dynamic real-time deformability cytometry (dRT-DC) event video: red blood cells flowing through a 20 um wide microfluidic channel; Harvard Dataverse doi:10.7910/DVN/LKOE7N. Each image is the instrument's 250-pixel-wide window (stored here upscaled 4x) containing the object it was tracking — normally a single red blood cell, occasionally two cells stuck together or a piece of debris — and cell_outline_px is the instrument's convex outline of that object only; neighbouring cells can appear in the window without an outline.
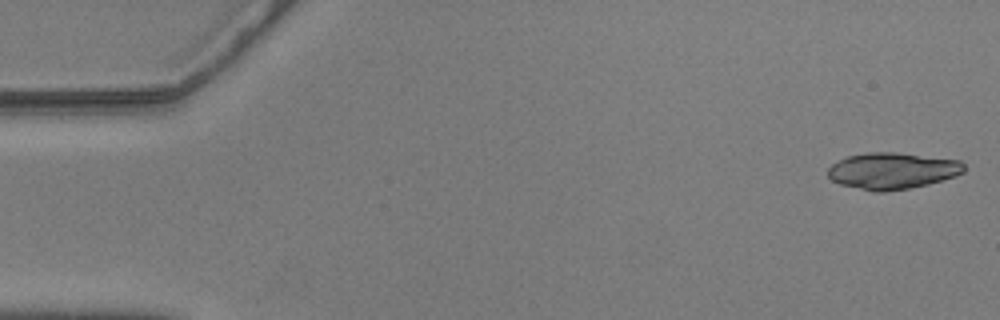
{"species": "common noctule bat (a hibernating species)", "species_latin": "Nyctalus noctula", "temperature_condition": "warm", "stored_images_in_passage": 17, "camera_frame_rate_fps": 3000, "um_per_image_px": 0.085, "animal": {"sex": "male", "body_mass_g": 20.5, "forearm_length_mm": 52.5}, "frame": {"image": 1, "passage_image": 1, "time_ms": 0.0, "image_size_px": [1000, 320], "cell_outline_px": [[964, 172], [956, 176], [928, 184], [908, 188], [884, 192], [872, 192], [840, 184], [832, 180], [828, 176], [828, 168], [832, 164], [848, 156], [868, 152], [896, 152], [960, 160], [964, 164]], "centroid_in_image_um": [75.85, 14.52], "position_along_channel_um": 9.2, "area_um2": 28.96}}